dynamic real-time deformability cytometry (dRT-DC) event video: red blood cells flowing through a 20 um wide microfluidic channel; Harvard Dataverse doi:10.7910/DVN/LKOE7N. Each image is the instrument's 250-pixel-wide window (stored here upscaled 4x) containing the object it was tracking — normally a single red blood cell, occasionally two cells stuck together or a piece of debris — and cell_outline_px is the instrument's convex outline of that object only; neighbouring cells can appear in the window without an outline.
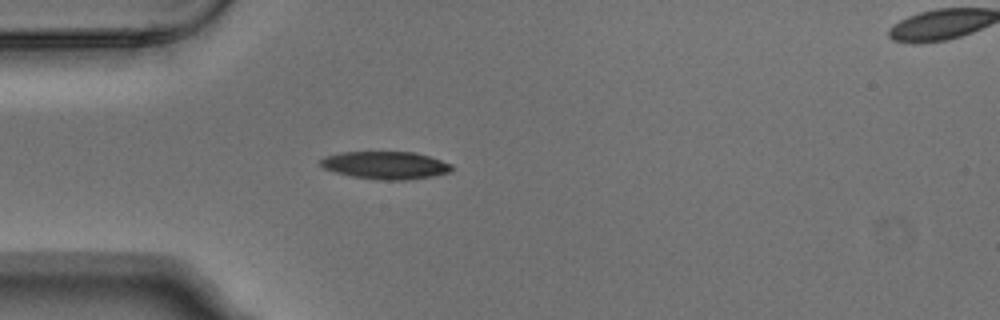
{"species": "Egyptian fruit bat (a non-hibernating species)", "species_latin": "Rousettus aegyptiacus", "temperature_condition": "warm", "stored_images_in_passage": 5, "segment_of_instrument_passage": [1, 2], "camera_frame_rate_fps": 3000, "um_per_image_px": 0.085, "animal": {"sex": "male"}, "frame": {"image": 1, "passage_image": 4, "time_ms": 1.0, "image_size_px": [1000, 320], "cell_outline_px": [[452, 168], [448, 172], [432, 176], [408, 180], [384, 180], [352, 176], [336, 172], [324, 168], [320, 164], [320, 160], [324, 156], [340, 152], [416, 152], [452, 164]], "centroid_in_image_um": [32.75, 14.04], "position_along_channel_um": 52.2, "area_um2": 20.98}}